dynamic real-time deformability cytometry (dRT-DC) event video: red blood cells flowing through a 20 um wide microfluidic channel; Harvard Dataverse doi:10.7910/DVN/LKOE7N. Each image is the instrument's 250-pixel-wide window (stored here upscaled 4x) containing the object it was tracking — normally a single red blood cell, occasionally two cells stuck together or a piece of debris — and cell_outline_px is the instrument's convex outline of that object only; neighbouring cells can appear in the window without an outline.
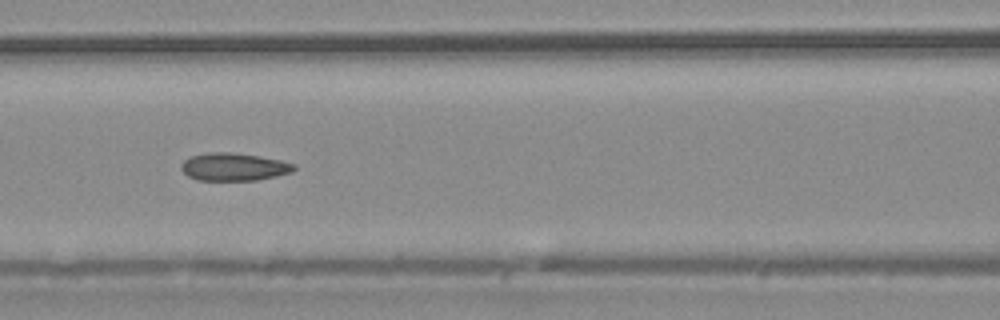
{"species": "common noctule bat (a hibernating species)", "species_latin": "Nyctalus noctula", "temperature_condition": "warm", "stored_images_in_passage": 7, "camera_frame_rate_fps": 3000, "um_per_image_px": 0.085, "animal": {"sex": "male", "body_mass_g": 20.4}, "frame": {"image": 1, "passage_image": 6, "time_ms": 1.667, "image_size_px": [1000, 320], "cell_outline_px": [[296, 168], [292, 172], [276, 176], [256, 180], [196, 180], [188, 176], [180, 168], [180, 164], [184, 160], [192, 156], [208, 152], [232, 152], [260, 156], [280, 160], [296, 164]], "centroid_in_image_um": [19.88, 14.18], "position_along_channel_um": 146.7, "area_um2": 18.32}}
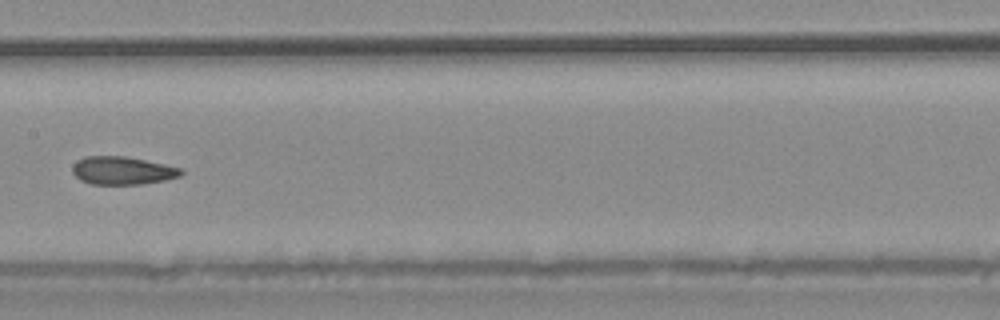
{"frame": {"image": 2, "passage_image": 7, "time_ms": 2.0, "image_size_px": [1000, 320], "cell_outline_px": [[184, 172], [180, 176], [164, 180], [140, 184], [92, 184], [80, 180], [72, 172], [72, 164], [76, 160], [84, 156], [128, 156], [164, 164], [180, 168]], "centroid_in_image_um": [10.37, 14.48], "position_along_channel_um": 197.0, "area_um2": 17.8}}